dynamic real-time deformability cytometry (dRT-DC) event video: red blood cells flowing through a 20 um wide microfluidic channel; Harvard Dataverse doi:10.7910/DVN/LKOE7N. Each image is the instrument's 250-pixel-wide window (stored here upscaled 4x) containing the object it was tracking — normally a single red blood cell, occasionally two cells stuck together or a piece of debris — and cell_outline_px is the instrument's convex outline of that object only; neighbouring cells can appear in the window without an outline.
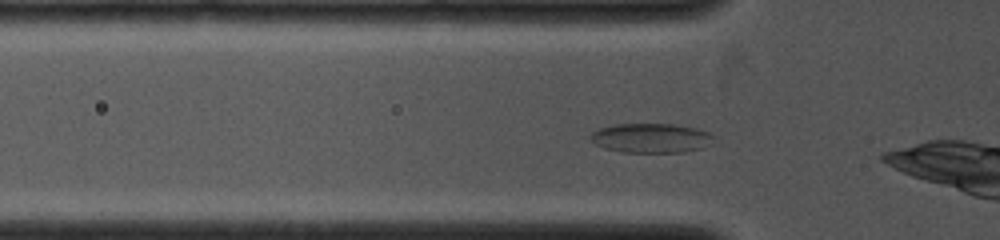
{"species": "common noctule bat (a hibernating species)", "species_latin": "Nyctalus noctula", "temperature_condition": "cold", "stored_images_in_passage": 39, "camera_frame_rate_fps": 4000, "um_per_image_px": 0.085, "animal": {"sex": "female", "body_mass_g": 19.0, "forearm_length_mm": 53.3}, "frame": {"image": 1, "passage_image": 4, "time_ms": 0.75, "image_size_px": [1000, 240], "cell_outline_px": [[716, 136], [712, 144], [700, 148], [684, 152], [620, 152], [604, 148], [588, 140], [588, 136], [592, 132], [600, 128], [616, 124], [672, 124], [696, 128], [708, 132]], "centroid_in_image_um": [55.33, 11.74], "position_along_channel_um": 70.5, "area_um2": 21.33}}
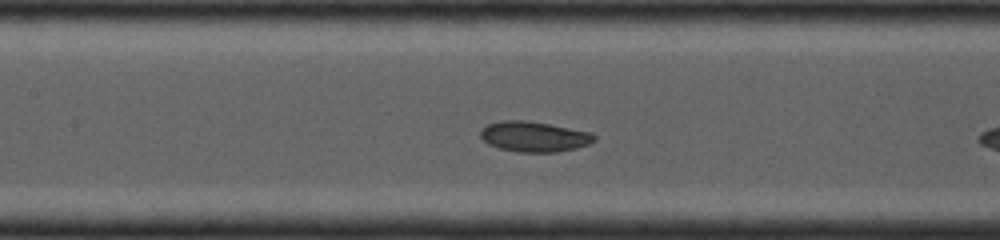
{"frame": {"image": 2, "passage_image": 12, "time_ms": 2.75, "image_size_px": [1000, 240], "cell_outline_px": [[596, 140], [588, 144], [576, 148], [556, 152], [516, 152], [500, 148], [488, 144], [480, 136], [480, 132], [488, 124], [500, 120], [528, 120], [592, 132], [596, 136]], "centroid_in_image_um": [45.41, 11.61], "position_along_channel_um": 162.0, "area_um2": 20.17}}
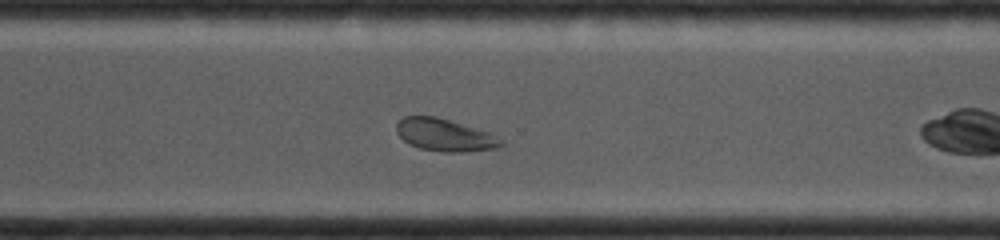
{"frame": {"image": 3, "passage_image": 27, "time_ms": 6.5, "image_size_px": [1000, 240], "cell_outline_px": [[504, 144], [496, 148], [464, 152], [444, 152], [420, 148], [408, 144], [396, 132], [396, 124], [404, 116], [436, 116], [488, 132], [496, 136]], "centroid_in_image_um": [37.76, 11.48], "position_along_channel_um": 332.8, "area_um2": 19.54}}